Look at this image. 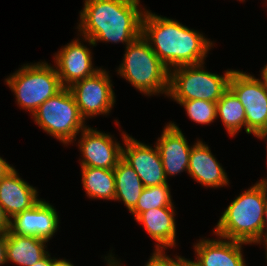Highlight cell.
<instances>
[{
    "label": "cell",
    "instance_id": "obj_2",
    "mask_svg": "<svg viewBox=\"0 0 267 266\" xmlns=\"http://www.w3.org/2000/svg\"><path fill=\"white\" fill-rule=\"evenodd\" d=\"M141 36L169 70L205 62L214 45L202 33L147 9L142 19Z\"/></svg>",
    "mask_w": 267,
    "mask_h": 266
},
{
    "label": "cell",
    "instance_id": "obj_14",
    "mask_svg": "<svg viewBox=\"0 0 267 266\" xmlns=\"http://www.w3.org/2000/svg\"><path fill=\"white\" fill-rule=\"evenodd\" d=\"M217 239L201 238L193 246L196 260L185 258L186 262L190 266H246L242 245L247 243L222 237Z\"/></svg>",
    "mask_w": 267,
    "mask_h": 266
},
{
    "label": "cell",
    "instance_id": "obj_1",
    "mask_svg": "<svg viewBox=\"0 0 267 266\" xmlns=\"http://www.w3.org/2000/svg\"><path fill=\"white\" fill-rule=\"evenodd\" d=\"M77 29L89 46L97 42L126 46L141 36L146 11L140 0H84Z\"/></svg>",
    "mask_w": 267,
    "mask_h": 266
},
{
    "label": "cell",
    "instance_id": "obj_30",
    "mask_svg": "<svg viewBox=\"0 0 267 266\" xmlns=\"http://www.w3.org/2000/svg\"><path fill=\"white\" fill-rule=\"evenodd\" d=\"M53 259L51 255L48 253L43 259L39 260L37 263L31 266H52Z\"/></svg>",
    "mask_w": 267,
    "mask_h": 266
},
{
    "label": "cell",
    "instance_id": "obj_31",
    "mask_svg": "<svg viewBox=\"0 0 267 266\" xmlns=\"http://www.w3.org/2000/svg\"><path fill=\"white\" fill-rule=\"evenodd\" d=\"M172 266H190L186 260L185 257L182 256H175V258H172Z\"/></svg>",
    "mask_w": 267,
    "mask_h": 266
},
{
    "label": "cell",
    "instance_id": "obj_7",
    "mask_svg": "<svg viewBox=\"0 0 267 266\" xmlns=\"http://www.w3.org/2000/svg\"><path fill=\"white\" fill-rule=\"evenodd\" d=\"M32 116L35 124L66 146L76 141L77 134L87 127L74 96L66 87L41 104Z\"/></svg>",
    "mask_w": 267,
    "mask_h": 266
},
{
    "label": "cell",
    "instance_id": "obj_5",
    "mask_svg": "<svg viewBox=\"0 0 267 266\" xmlns=\"http://www.w3.org/2000/svg\"><path fill=\"white\" fill-rule=\"evenodd\" d=\"M5 81L14 92L19 107L32 115L41 104L64 88L56 68L45 61L23 64L21 68L5 78Z\"/></svg>",
    "mask_w": 267,
    "mask_h": 266
},
{
    "label": "cell",
    "instance_id": "obj_3",
    "mask_svg": "<svg viewBox=\"0 0 267 266\" xmlns=\"http://www.w3.org/2000/svg\"><path fill=\"white\" fill-rule=\"evenodd\" d=\"M266 199L267 178H263L231 201L214 227V235L256 243L261 237Z\"/></svg>",
    "mask_w": 267,
    "mask_h": 266
},
{
    "label": "cell",
    "instance_id": "obj_25",
    "mask_svg": "<svg viewBox=\"0 0 267 266\" xmlns=\"http://www.w3.org/2000/svg\"><path fill=\"white\" fill-rule=\"evenodd\" d=\"M110 253L107 257L105 256V260L107 261L108 266H122L120 261ZM145 266H172V258H170L167 254H153L150 256V259L146 263Z\"/></svg>",
    "mask_w": 267,
    "mask_h": 266
},
{
    "label": "cell",
    "instance_id": "obj_9",
    "mask_svg": "<svg viewBox=\"0 0 267 266\" xmlns=\"http://www.w3.org/2000/svg\"><path fill=\"white\" fill-rule=\"evenodd\" d=\"M108 73L101 68L92 76L79 80L68 87L85 120L97 115H108L114 107L116 96Z\"/></svg>",
    "mask_w": 267,
    "mask_h": 266
},
{
    "label": "cell",
    "instance_id": "obj_19",
    "mask_svg": "<svg viewBox=\"0 0 267 266\" xmlns=\"http://www.w3.org/2000/svg\"><path fill=\"white\" fill-rule=\"evenodd\" d=\"M48 241L35 237L7 233L6 262L19 266H31L43 259L49 252Z\"/></svg>",
    "mask_w": 267,
    "mask_h": 266
},
{
    "label": "cell",
    "instance_id": "obj_17",
    "mask_svg": "<svg viewBox=\"0 0 267 266\" xmlns=\"http://www.w3.org/2000/svg\"><path fill=\"white\" fill-rule=\"evenodd\" d=\"M175 207L153 208L142 212L135 220L156 241L153 254H165L164 250L176 247Z\"/></svg>",
    "mask_w": 267,
    "mask_h": 266
},
{
    "label": "cell",
    "instance_id": "obj_24",
    "mask_svg": "<svg viewBox=\"0 0 267 266\" xmlns=\"http://www.w3.org/2000/svg\"><path fill=\"white\" fill-rule=\"evenodd\" d=\"M176 102L185 108L188 118L195 123L209 125L217 119L215 102L200 99Z\"/></svg>",
    "mask_w": 267,
    "mask_h": 266
},
{
    "label": "cell",
    "instance_id": "obj_26",
    "mask_svg": "<svg viewBox=\"0 0 267 266\" xmlns=\"http://www.w3.org/2000/svg\"><path fill=\"white\" fill-rule=\"evenodd\" d=\"M265 229V230H264ZM263 242L265 245V250L267 251V199L265 202V210H264V215H263V225H262V232H261V237L260 239L255 243L261 245Z\"/></svg>",
    "mask_w": 267,
    "mask_h": 266
},
{
    "label": "cell",
    "instance_id": "obj_27",
    "mask_svg": "<svg viewBox=\"0 0 267 266\" xmlns=\"http://www.w3.org/2000/svg\"><path fill=\"white\" fill-rule=\"evenodd\" d=\"M10 228V218L6 215L0 203V233H7Z\"/></svg>",
    "mask_w": 267,
    "mask_h": 266
},
{
    "label": "cell",
    "instance_id": "obj_13",
    "mask_svg": "<svg viewBox=\"0 0 267 266\" xmlns=\"http://www.w3.org/2000/svg\"><path fill=\"white\" fill-rule=\"evenodd\" d=\"M59 223L56 208L47 201L40 200L31 209L13 216L7 233L35 236L49 241L57 232Z\"/></svg>",
    "mask_w": 267,
    "mask_h": 266
},
{
    "label": "cell",
    "instance_id": "obj_32",
    "mask_svg": "<svg viewBox=\"0 0 267 266\" xmlns=\"http://www.w3.org/2000/svg\"><path fill=\"white\" fill-rule=\"evenodd\" d=\"M52 258H53L52 266H74L70 261L66 259H57L54 257Z\"/></svg>",
    "mask_w": 267,
    "mask_h": 266
},
{
    "label": "cell",
    "instance_id": "obj_18",
    "mask_svg": "<svg viewBox=\"0 0 267 266\" xmlns=\"http://www.w3.org/2000/svg\"><path fill=\"white\" fill-rule=\"evenodd\" d=\"M38 196L37 188L24 181L15 168L0 179V203L10 219L31 209L41 200Z\"/></svg>",
    "mask_w": 267,
    "mask_h": 266
},
{
    "label": "cell",
    "instance_id": "obj_15",
    "mask_svg": "<svg viewBox=\"0 0 267 266\" xmlns=\"http://www.w3.org/2000/svg\"><path fill=\"white\" fill-rule=\"evenodd\" d=\"M155 145L161 156L166 179L183 171L188 172L192 146L188 145L182 130L174 122L164 126Z\"/></svg>",
    "mask_w": 267,
    "mask_h": 266
},
{
    "label": "cell",
    "instance_id": "obj_11",
    "mask_svg": "<svg viewBox=\"0 0 267 266\" xmlns=\"http://www.w3.org/2000/svg\"><path fill=\"white\" fill-rule=\"evenodd\" d=\"M78 148L82 153L80 167L114 169L122 158V145L111 134L87 126L81 131Z\"/></svg>",
    "mask_w": 267,
    "mask_h": 266
},
{
    "label": "cell",
    "instance_id": "obj_23",
    "mask_svg": "<svg viewBox=\"0 0 267 266\" xmlns=\"http://www.w3.org/2000/svg\"><path fill=\"white\" fill-rule=\"evenodd\" d=\"M172 196L168 184H161L152 187H144L138 199L136 207L130 212L135 219L150 209L173 206Z\"/></svg>",
    "mask_w": 267,
    "mask_h": 266
},
{
    "label": "cell",
    "instance_id": "obj_4",
    "mask_svg": "<svg viewBox=\"0 0 267 266\" xmlns=\"http://www.w3.org/2000/svg\"><path fill=\"white\" fill-rule=\"evenodd\" d=\"M125 47L124 59L117 69L118 75L145 96H167L169 69L153 52L148 42L140 36Z\"/></svg>",
    "mask_w": 267,
    "mask_h": 266
},
{
    "label": "cell",
    "instance_id": "obj_33",
    "mask_svg": "<svg viewBox=\"0 0 267 266\" xmlns=\"http://www.w3.org/2000/svg\"><path fill=\"white\" fill-rule=\"evenodd\" d=\"M254 136L260 140H264V141L266 140V153H267V127L258 131Z\"/></svg>",
    "mask_w": 267,
    "mask_h": 266
},
{
    "label": "cell",
    "instance_id": "obj_16",
    "mask_svg": "<svg viewBox=\"0 0 267 266\" xmlns=\"http://www.w3.org/2000/svg\"><path fill=\"white\" fill-rule=\"evenodd\" d=\"M187 173L206 188L229 185L227 173L222 165L211 153L209 146L199 139L192 145Z\"/></svg>",
    "mask_w": 267,
    "mask_h": 266
},
{
    "label": "cell",
    "instance_id": "obj_6",
    "mask_svg": "<svg viewBox=\"0 0 267 266\" xmlns=\"http://www.w3.org/2000/svg\"><path fill=\"white\" fill-rule=\"evenodd\" d=\"M204 63L183 65L169 70L167 97L174 101L206 100L217 102L228 89L232 69L224 75L208 72Z\"/></svg>",
    "mask_w": 267,
    "mask_h": 266
},
{
    "label": "cell",
    "instance_id": "obj_22",
    "mask_svg": "<svg viewBox=\"0 0 267 266\" xmlns=\"http://www.w3.org/2000/svg\"><path fill=\"white\" fill-rule=\"evenodd\" d=\"M217 118H221L227 133L234 137L245 127L246 132V112L243 104L236 95L228 88L222 97L216 102Z\"/></svg>",
    "mask_w": 267,
    "mask_h": 266
},
{
    "label": "cell",
    "instance_id": "obj_34",
    "mask_svg": "<svg viewBox=\"0 0 267 266\" xmlns=\"http://www.w3.org/2000/svg\"><path fill=\"white\" fill-rule=\"evenodd\" d=\"M261 76L264 78L265 82L267 83V64L263 67L261 71Z\"/></svg>",
    "mask_w": 267,
    "mask_h": 266
},
{
    "label": "cell",
    "instance_id": "obj_10",
    "mask_svg": "<svg viewBox=\"0 0 267 266\" xmlns=\"http://www.w3.org/2000/svg\"><path fill=\"white\" fill-rule=\"evenodd\" d=\"M122 138V158L138 174L144 187L168 184L157 146L139 142L125 132L122 133Z\"/></svg>",
    "mask_w": 267,
    "mask_h": 266
},
{
    "label": "cell",
    "instance_id": "obj_8",
    "mask_svg": "<svg viewBox=\"0 0 267 266\" xmlns=\"http://www.w3.org/2000/svg\"><path fill=\"white\" fill-rule=\"evenodd\" d=\"M228 88L243 104L246 112V133L255 135L267 127V83L261 76L233 70Z\"/></svg>",
    "mask_w": 267,
    "mask_h": 266
},
{
    "label": "cell",
    "instance_id": "obj_21",
    "mask_svg": "<svg viewBox=\"0 0 267 266\" xmlns=\"http://www.w3.org/2000/svg\"><path fill=\"white\" fill-rule=\"evenodd\" d=\"M82 184L88 198L114 200L116 182L114 169L81 167Z\"/></svg>",
    "mask_w": 267,
    "mask_h": 266
},
{
    "label": "cell",
    "instance_id": "obj_29",
    "mask_svg": "<svg viewBox=\"0 0 267 266\" xmlns=\"http://www.w3.org/2000/svg\"><path fill=\"white\" fill-rule=\"evenodd\" d=\"M14 167L0 157V179L5 177Z\"/></svg>",
    "mask_w": 267,
    "mask_h": 266
},
{
    "label": "cell",
    "instance_id": "obj_28",
    "mask_svg": "<svg viewBox=\"0 0 267 266\" xmlns=\"http://www.w3.org/2000/svg\"><path fill=\"white\" fill-rule=\"evenodd\" d=\"M6 241L7 233H0V266L5 265L6 262Z\"/></svg>",
    "mask_w": 267,
    "mask_h": 266
},
{
    "label": "cell",
    "instance_id": "obj_20",
    "mask_svg": "<svg viewBox=\"0 0 267 266\" xmlns=\"http://www.w3.org/2000/svg\"><path fill=\"white\" fill-rule=\"evenodd\" d=\"M116 190L114 201H123L131 212L137 205L144 185L134 169L121 158L114 168Z\"/></svg>",
    "mask_w": 267,
    "mask_h": 266
},
{
    "label": "cell",
    "instance_id": "obj_12",
    "mask_svg": "<svg viewBox=\"0 0 267 266\" xmlns=\"http://www.w3.org/2000/svg\"><path fill=\"white\" fill-rule=\"evenodd\" d=\"M81 42L78 37L54 54L55 68L63 87L68 88L101 69L96 66L94 68L93 53Z\"/></svg>",
    "mask_w": 267,
    "mask_h": 266
}]
</instances>
